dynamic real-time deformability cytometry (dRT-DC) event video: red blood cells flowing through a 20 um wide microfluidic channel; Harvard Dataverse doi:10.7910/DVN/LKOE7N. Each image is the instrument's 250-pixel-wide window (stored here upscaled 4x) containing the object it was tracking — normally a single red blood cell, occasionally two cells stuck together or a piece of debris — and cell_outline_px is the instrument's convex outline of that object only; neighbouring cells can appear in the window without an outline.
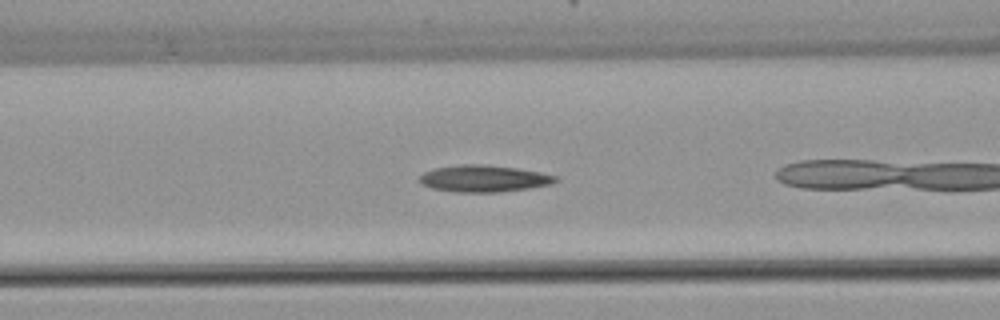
{"species": "common noctule bat (a hibernating species)", "species_latin": "Nyctalus noctula", "temperature_condition": "warm", "stored_images_in_passage": 37, "camera_frame_rate_fps": 3000, "um_per_image_px": 0.085, "animal": {"sex": "female", "body_mass_g": 22.7, "forearm_length_mm": 54.2}, "frame": {"image": 1, "passage_image": 5, "time_ms": 1.333, "image_size_px": [1000, 320], "cell_outline_px": [[560, 180], [552, 184], [528, 188], [500, 192], [456, 192], [432, 188], [420, 184], [416, 180], [424, 172], [432, 168], [460, 164], [484, 164], [516, 168], [540, 172], [556, 176]], "centroid_in_image_um": [41.08, 15.17], "position_along_channel_um": 125.5, "area_um2": 21.44}}
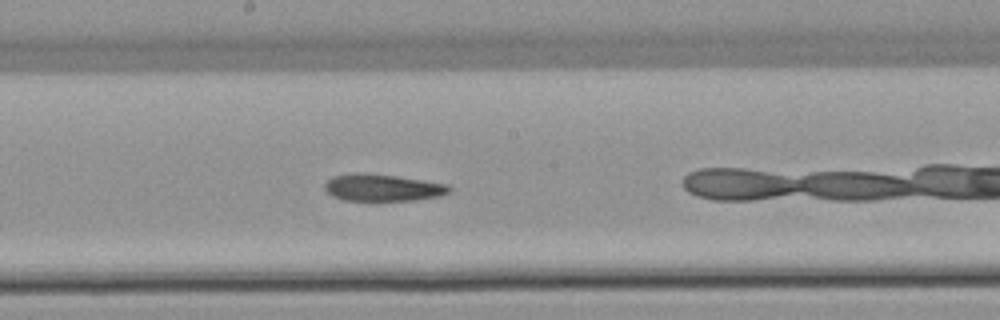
{"frame": {"image": 2, "passage_image": 12, "time_ms": 3.667, "image_size_px": [1000, 320], "cell_outline_px": [[452, 192], [440, 196], [416, 200], [344, 200], [332, 196], [324, 188], [324, 184], [332, 176], [356, 172], [368, 172], [396, 176], [448, 184], [452, 188]], "centroid_in_image_um": [32.53, 15.94], "position_along_channel_um": 215.7, "area_um2": 19.77}}
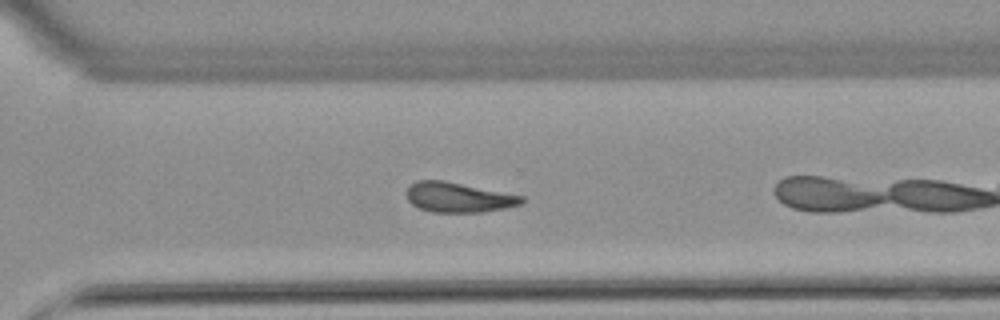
{"frame": {"image": 3, "passage_image": 21, "time_ms": 6.667, "image_size_px": [1000, 320], "cell_outline_px": [[524, 204], [504, 208], [480, 212], [432, 212], [420, 208], [412, 204], [408, 200], [404, 192], [408, 184], [416, 180], [444, 180], [524, 196]], "centroid_in_image_um": [38.92, 16.76], "position_along_channel_um": 331.7, "area_um2": 20.29}, "authors_computed_cell_mechanics": {"area_um2": 20.1722, "velocity_mm_per_s": 3.8704, "shape_relaxation_time_tau1_ms": null, "shape_relaxation_time_tau2_ms": 3.5365, "deformation_change_tau1": null, "deformation_change_tau2": 0.1178}}